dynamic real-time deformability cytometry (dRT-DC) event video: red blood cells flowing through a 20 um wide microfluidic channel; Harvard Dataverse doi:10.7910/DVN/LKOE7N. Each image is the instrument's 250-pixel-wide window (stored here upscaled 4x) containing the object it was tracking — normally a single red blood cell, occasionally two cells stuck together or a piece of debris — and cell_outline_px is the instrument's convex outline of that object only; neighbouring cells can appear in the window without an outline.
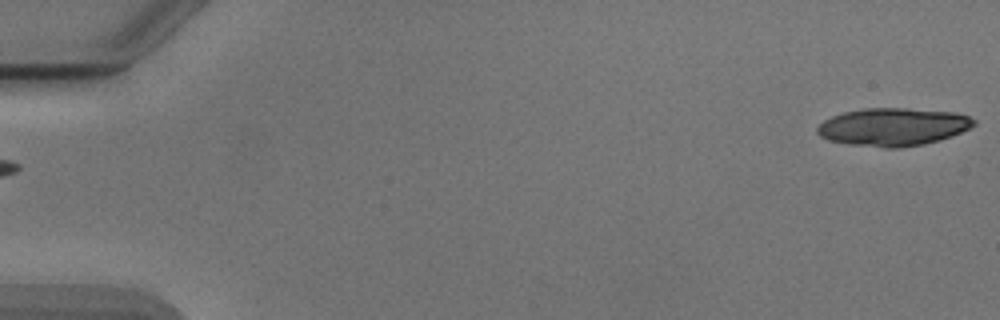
{"species": "Egyptian fruit bat (a non-hibernating species)", "species_latin": "Rousettus aegyptiacus", "temperature_condition": "cold", "stored_images_in_passage": 12, "camera_frame_rate_fps": 3000, "um_per_image_px": 0.085, "animal": {"sex": "male"}, "frame": {"image": 1, "passage_image": 1, "time_ms": 0.0, "image_size_px": [1000, 320], "cell_outline_px": [[976, 124], [952, 136], [940, 140], [924, 144], [896, 148], [884, 148], [852, 144], [828, 140], [820, 136], [816, 132], [816, 128], [824, 120], [832, 116], [844, 112], [864, 108], [904, 108], [956, 112], [968, 116], [976, 120]], "centroid_in_image_um": [75.91, 10.78], "position_along_channel_um": 9.1, "area_um2": 34.51}}